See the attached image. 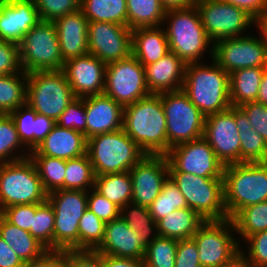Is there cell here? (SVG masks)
<instances>
[{
  "label": "cell",
  "instance_id": "1",
  "mask_svg": "<svg viewBox=\"0 0 267 267\" xmlns=\"http://www.w3.org/2000/svg\"><path fill=\"white\" fill-rule=\"evenodd\" d=\"M123 130L149 155L168 152L166 117L158 94L124 106Z\"/></svg>",
  "mask_w": 267,
  "mask_h": 267
},
{
  "label": "cell",
  "instance_id": "19",
  "mask_svg": "<svg viewBox=\"0 0 267 267\" xmlns=\"http://www.w3.org/2000/svg\"><path fill=\"white\" fill-rule=\"evenodd\" d=\"M129 172L132 180L131 203L149 207L169 177V163L166 155L146 154Z\"/></svg>",
  "mask_w": 267,
  "mask_h": 267
},
{
  "label": "cell",
  "instance_id": "41",
  "mask_svg": "<svg viewBox=\"0 0 267 267\" xmlns=\"http://www.w3.org/2000/svg\"><path fill=\"white\" fill-rule=\"evenodd\" d=\"M178 240L158 236L145 250V267H175Z\"/></svg>",
  "mask_w": 267,
  "mask_h": 267
},
{
  "label": "cell",
  "instance_id": "48",
  "mask_svg": "<svg viewBox=\"0 0 267 267\" xmlns=\"http://www.w3.org/2000/svg\"><path fill=\"white\" fill-rule=\"evenodd\" d=\"M37 204H20L4 208L0 214L12 225L30 231Z\"/></svg>",
  "mask_w": 267,
  "mask_h": 267
},
{
  "label": "cell",
  "instance_id": "32",
  "mask_svg": "<svg viewBox=\"0 0 267 267\" xmlns=\"http://www.w3.org/2000/svg\"><path fill=\"white\" fill-rule=\"evenodd\" d=\"M94 189L120 209L132 202V180L129 171L95 175Z\"/></svg>",
  "mask_w": 267,
  "mask_h": 267
},
{
  "label": "cell",
  "instance_id": "2",
  "mask_svg": "<svg viewBox=\"0 0 267 267\" xmlns=\"http://www.w3.org/2000/svg\"><path fill=\"white\" fill-rule=\"evenodd\" d=\"M212 64H186L182 88L205 116L225 111L232 106L229 74L214 60Z\"/></svg>",
  "mask_w": 267,
  "mask_h": 267
},
{
  "label": "cell",
  "instance_id": "4",
  "mask_svg": "<svg viewBox=\"0 0 267 267\" xmlns=\"http://www.w3.org/2000/svg\"><path fill=\"white\" fill-rule=\"evenodd\" d=\"M87 154L95 175L129 171L146 155L123 128L87 139Z\"/></svg>",
  "mask_w": 267,
  "mask_h": 267
},
{
  "label": "cell",
  "instance_id": "60",
  "mask_svg": "<svg viewBox=\"0 0 267 267\" xmlns=\"http://www.w3.org/2000/svg\"><path fill=\"white\" fill-rule=\"evenodd\" d=\"M222 267H255L246 257L243 250H240L230 261Z\"/></svg>",
  "mask_w": 267,
  "mask_h": 267
},
{
  "label": "cell",
  "instance_id": "20",
  "mask_svg": "<svg viewBox=\"0 0 267 267\" xmlns=\"http://www.w3.org/2000/svg\"><path fill=\"white\" fill-rule=\"evenodd\" d=\"M106 65L91 53L66 60L63 72L74 96L83 98L103 94Z\"/></svg>",
  "mask_w": 267,
  "mask_h": 267
},
{
  "label": "cell",
  "instance_id": "34",
  "mask_svg": "<svg viewBox=\"0 0 267 267\" xmlns=\"http://www.w3.org/2000/svg\"><path fill=\"white\" fill-rule=\"evenodd\" d=\"M127 26L133 30L157 27L164 21L166 9L160 0H126Z\"/></svg>",
  "mask_w": 267,
  "mask_h": 267
},
{
  "label": "cell",
  "instance_id": "29",
  "mask_svg": "<svg viewBox=\"0 0 267 267\" xmlns=\"http://www.w3.org/2000/svg\"><path fill=\"white\" fill-rule=\"evenodd\" d=\"M205 221L191 208L176 209L157 222V233L176 240L189 239Z\"/></svg>",
  "mask_w": 267,
  "mask_h": 267
},
{
  "label": "cell",
  "instance_id": "12",
  "mask_svg": "<svg viewBox=\"0 0 267 267\" xmlns=\"http://www.w3.org/2000/svg\"><path fill=\"white\" fill-rule=\"evenodd\" d=\"M230 230L236 231L230 218L208 220L192 236L201 267H222L241 250V245L229 233Z\"/></svg>",
  "mask_w": 267,
  "mask_h": 267
},
{
  "label": "cell",
  "instance_id": "8",
  "mask_svg": "<svg viewBox=\"0 0 267 267\" xmlns=\"http://www.w3.org/2000/svg\"><path fill=\"white\" fill-rule=\"evenodd\" d=\"M169 177L183 194L188 208L206 221L228 218L223 177H201L185 172H169Z\"/></svg>",
  "mask_w": 267,
  "mask_h": 267
},
{
  "label": "cell",
  "instance_id": "23",
  "mask_svg": "<svg viewBox=\"0 0 267 267\" xmlns=\"http://www.w3.org/2000/svg\"><path fill=\"white\" fill-rule=\"evenodd\" d=\"M123 109L105 94L85 97L86 139L123 128Z\"/></svg>",
  "mask_w": 267,
  "mask_h": 267
},
{
  "label": "cell",
  "instance_id": "42",
  "mask_svg": "<svg viewBox=\"0 0 267 267\" xmlns=\"http://www.w3.org/2000/svg\"><path fill=\"white\" fill-rule=\"evenodd\" d=\"M54 219V209L48 200L37 203V210L29 232L48 250H53Z\"/></svg>",
  "mask_w": 267,
  "mask_h": 267
},
{
  "label": "cell",
  "instance_id": "17",
  "mask_svg": "<svg viewBox=\"0 0 267 267\" xmlns=\"http://www.w3.org/2000/svg\"><path fill=\"white\" fill-rule=\"evenodd\" d=\"M88 51L104 63L132 55V30L110 22H88Z\"/></svg>",
  "mask_w": 267,
  "mask_h": 267
},
{
  "label": "cell",
  "instance_id": "51",
  "mask_svg": "<svg viewBox=\"0 0 267 267\" xmlns=\"http://www.w3.org/2000/svg\"><path fill=\"white\" fill-rule=\"evenodd\" d=\"M19 46L0 39V75H10L21 71Z\"/></svg>",
  "mask_w": 267,
  "mask_h": 267
},
{
  "label": "cell",
  "instance_id": "44",
  "mask_svg": "<svg viewBox=\"0 0 267 267\" xmlns=\"http://www.w3.org/2000/svg\"><path fill=\"white\" fill-rule=\"evenodd\" d=\"M21 145L23 143L19 138L13 118L10 114H0V164L28 158L29 153L27 156L22 154V156L14 157L12 155ZM11 156L13 157L11 158Z\"/></svg>",
  "mask_w": 267,
  "mask_h": 267
},
{
  "label": "cell",
  "instance_id": "9",
  "mask_svg": "<svg viewBox=\"0 0 267 267\" xmlns=\"http://www.w3.org/2000/svg\"><path fill=\"white\" fill-rule=\"evenodd\" d=\"M89 191L59 189L47 194L53 206V250H79V220L87 209Z\"/></svg>",
  "mask_w": 267,
  "mask_h": 267
},
{
  "label": "cell",
  "instance_id": "3",
  "mask_svg": "<svg viewBox=\"0 0 267 267\" xmlns=\"http://www.w3.org/2000/svg\"><path fill=\"white\" fill-rule=\"evenodd\" d=\"M223 180L224 204L230 219L243 208L267 201V162L226 165Z\"/></svg>",
  "mask_w": 267,
  "mask_h": 267
},
{
  "label": "cell",
  "instance_id": "46",
  "mask_svg": "<svg viewBox=\"0 0 267 267\" xmlns=\"http://www.w3.org/2000/svg\"><path fill=\"white\" fill-rule=\"evenodd\" d=\"M41 21L54 22L57 18L80 9V0H34Z\"/></svg>",
  "mask_w": 267,
  "mask_h": 267
},
{
  "label": "cell",
  "instance_id": "45",
  "mask_svg": "<svg viewBox=\"0 0 267 267\" xmlns=\"http://www.w3.org/2000/svg\"><path fill=\"white\" fill-rule=\"evenodd\" d=\"M36 115V111L28 103L10 113L23 146H30V151L36 148Z\"/></svg>",
  "mask_w": 267,
  "mask_h": 267
},
{
  "label": "cell",
  "instance_id": "10",
  "mask_svg": "<svg viewBox=\"0 0 267 267\" xmlns=\"http://www.w3.org/2000/svg\"><path fill=\"white\" fill-rule=\"evenodd\" d=\"M158 95L166 117L168 151L177 144L203 137L206 116L182 89Z\"/></svg>",
  "mask_w": 267,
  "mask_h": 267
},
{
  "label": "cell",
  "instance_id": "13",
  "mask_svg": "<svg viewBox=\"0 0 267 267\" xmlns=\"http://www.w3.org/2000/svg\"><path fill=\"white\" fill-rule=\"evenodd\" d=\"M103 94L123 107L149 96L144 66L133 55L107 63Z\"/></svg>",
  "mask_w": 267,
  "mask_h": 267
},
{
  "label": "cell",
  "instance_id": "25",
  "mask_svg": "<svg viewBox=\"0 0 267 267\" xmlns=\"http://www.w3.org/2000/svg\"><path fill=\"white\" fill-rule=\"evenodd\" d=\"M186 64L173 52L157 62L144 66L145 80L151 94L178 91L183 88Z\"/></svg>",
  "mask_w": 267,
  "mask_h": 267
},
{
  "label": "cell",
  "instance_id": "37",
  "mask_svg": "<svg viewBox=\"0 0 267 267\" xmlns=\"http://www.w3.org/2000/svg\"><path fill=\"white\" fill-rule=\"evenodd\" d=\"M130 205H132V208ZM131 209V210H130ZM129 210V213L125 212ZM125 212V214H124ZM127 213V214H126ZM120 217L128 224L131 229L139 233L141 237V246L146 250V247L159 236L157 232V223L150 214L149 208L134 203H127L120 209ZM152 229L155 232L151 238Z\"/></svg>",
  "mask_w": 267,
  "mask_h": 267
},
{
  "label": "cell",
  "instance_id": "50",
  "mask_svg": "<svg viewBox=\"0 0 267 267\" xmlns=\"http://www.w3.org/2000/svg\"><path fill=\"white\" fill-rule=\"evenodd\" d=\"M249 242L248 256L255 267H267V230L254 233L245 239Z\"/></svg>",
  "mask_w": 267,
  "mask_h": 267
},
{
  "label": "cell",
  "instance_id": "53",
  "mask_svg": "<svg viewBox=\"0 0 267 267\" xmlns=\"http://www.w3.org/2000/svg\"><path fill=\"white\" fill-rule=\"evenodd\" d=\"M65 267H103V254L90 250H66Z\"/></svg>",
  "mask_w": 267,
  "mask_h": 267
},
{
  "label": "cell",
  "instance_id": "54",
  "mask_svg": "<svg viewBox=\"0 0 267 267\" xmlns=\"http://www.w3.org/2000/svg\"><path fill=\"white\" fill-rule=\"evenodd\" d=\"M175 267H201L193 238L178 240Z\"/></svg>",
  "mask_w": 267,
  "mask_h": 267
},
{
  "label": "cell",
  "instance_id": "14",
  "mask_svg": "<svg viewBox=\"0 0 267 267\" xmlns=\"http://www.w3.org/2000/svg\"><path fill=\"white\" fill-rule=\"evenodd\" d=\"M212 60L228 74L237 69L267 68V40L251 36L220 39L213 42Z\"/></svg>",
  "mask_w": 267,
  "mask_h": 267
},
{
  "label": "cell",
  "instance_id": "40",
  "mask_svg": "<svg viewBox=\"0 0 267 267\" xmlns=\"http://www.w3.org/2000/svg\"><path fill=\"white\" fill-rule=\"evenodd\" d=\"M235 229L243 238L267 230V201L243 208L233 219Z\"/></svg>",
  "mask_w": 267,
  "mask_h": 267
},
{
  "label": "cell",
  "instance_id": "58",
  "mask_svg": "<svg viewBox=\"0 0 267 267\" xmlns=\"http://www.w3.org/2000/svg\"><path fill=\"white\" fill-rule=\"evenodd\" d=\"M56 122L49 117L38 114L36 115V147L45 139L47 134L52 130Z\"/></svg>",
  "mask_w": 267,
  "mask_h": 267
},
{
  "label": "cell",
  "instance_id": "55",
  "mask_svg": "<svg viewBox=\"0 0 267 267\" xmlns=\"http://www.w3.org/2000/svg\"><path fill=\"white\" fill-rule=\"evenodd\" d=\"M23 267H65V251L47 250L42 256L24 262Z\"/></svg>",
  "mask_w": 267,
  "mask_h": 267
},
{
  "label": "cell",
  "instance_id": "49",
  "mask_svg": "<svg viewBox=\"0 0 267 267\" xmlns=\"http://www.w3.org/2000/svg\"><path fill=\"white\" fill-rule=\"evenodd\" d=\"M88 197L87 208L102 221L109 222L120 216V208L95 189Z\"/></svg>",
  "mask_w": 267,
  "mask_h": 267
},
{
  "label": "cell",
  "instance_id": "11",
  "mask_svg": "<svg viewBox=\"0 0 267 267\" xmlns=\"http://www.w3.org/2000/svg\"><path fill=\"white\" fill-rule=\"evenodd\" d=\"M19 46L21 68L27 73L34 71L63 70L54 22L40 21L23 37Z\"/></svg>",
  "mask_w": 267,
  "mask_h": 267
},
{
  "label": "cell",
  "instance_id": "24",
  "mask_svg": "<svg viewBox=\"0 0 267 267\" xmlns=\"http://www.w3.org/2000/svg\"><path fill=\"white\" fill-rule=\"evenodd\" d=\"M88 22L81 9L54 21L64 61L89 53Z\"/></svg>",
  "mask_w": 267,
  "mask_h": 267
},
{
  "label": "cell",
  "instance_id": "28",
  "mask_svg": "<svg viewBox=\"0 0 267 267\" xmlns=\"http://www.w3.org/2000/svg\"><path fill=\"white\" fill-rule=\"evenodd\" d=\"M234 119L240 138V163L267 162V142L254 129L240 107H234Z\"/></svg>",
  "mask_w": 267,
  "mask_h": 267
},
{
  "label": "cell",
  "instance_id": "61",
  "mask_svg": "<svg viewBox=\"0 0 267 267\" xmlns=\"http://www.w3.org/2000/svg\"><path fill=\"white\" fill-rule=\"evenodd\" d=\"M166 10L195 5L196 0H160Z\"/></svg>",
  "mask_w": 267,
  "mask_h": 267
},
{
  "label": "cell",
  "instance_id": "35",
  "mask_svg": "<svg viewBox=\"0 0 267 267\" xmlns=\"http://www.w3.org/2000/svg\"><path fill=\"white\" fill-rule=\"evenodd\" d=\"M26 95L27 72L0 75V114H10L25 104Z\"/></svg>",
  "mask_w": 267,
  "mask_h": 267
},
{
  "label": "cell",
  "instance_id": "31",
  "mask_svg": "<svg viewBox=\"0 0 267 267\" xmlns=\"http://www.w3.org/2000/svg\"><path fill=\"white\" fill-rule=\"evenodd\" d=\"M267 68L251 67L237 69L229 74L230 102L240 107L247 102L256 101L264 71Z\"/></svg>",
  "mask_w": 267,
  "mask_h": 267
},
{
  "label": "cell",
  "instance_id": "63",
  "mask_svg": "<svg viewBox=\"0 0 267 267\" xmlns=\"http://www.w3.org/2000/svg\"><path fill=\"white\" fill-rule=\"evenodd\" d=\"M255 23L258 25L257 28L267 40V8L264 9L261 16L255 21Z\"/></svg>",
  "mask_w": 267,
  "mask_h": 267
},
{
  "label": "cell",
  "instance_id": "27",
  "mask_svg": "<svg viewBox=\"0 0 267 267\" xmlns=\"http://www.w3.org/2000/svg\"><path fill=\"white\" fill-rule=\"evenodd\" d=\"M169 52L166 32L161 26L132 30V55L143 66L157 62Z\"/></svg>",
  "mask_w": 267,
  "mask_h": 267
},
{
  "label": "cell",
  "instance_id": "36",
  "mask_svg": "<svg viewBox=\"0 0 267 267\" xmlns=\"http://www.w3.org/2000/svg\"><path fill=\"white\" fill-rule=\"evenodd\" d=\"M29 152L45 192L49 194L55 190L64 189L66 160L40 155L35 149Z\"/></svg>",
  "mask_w": 267,
  "mask_h": 267
},
{
  "label": "cell",
  "instance_id": "21",
  "mask_svg": "<svg viewBox=\"0 0 267 267\" xmlns=\"http://www.w3.org/2000/svg\"><path fill=\"white\" fill-rule=\"evenodd\" d=\"M41 21L34 0H0V39L19 45Z\"/></svg>",
  "mask_w": 267,
  "mask_h": 267
},
{
  "label": "cell",
  "instance_id": "47",
  "mask_svg": "<svg viewBox=\"0 0 267 267\" xmlns=\"http://www.w3.org/2000/svg\"><path fill=\"white\" fill-rule=\"evenodd\" d=\"M85 97H76L62 112L56 124L67 129L82 132L86 137Z\"/></svg>",
  "mask_w": 267,
  "mask_h": 267
},
{
  "label": "cell",
  "instance_id": "43",
  "mask_svg": "<svg viewBox=\"0 0 267 267\" xmlns=\"http://www.w3.org/2000/svg\"><path fill=\"white\" fill-rule=\"evenodd\" d=\"M106 223L88 208L79 220V250L94 251L102 242Z\"/></svg>",
  "mask_w": 267,
  "mask_h": 267
},
{
  "label": "cell",
  "instance_id": "30",
  "mask_svg": "<svg viewBox=\"0 0 267 267\" xmlns=\"http://www.w3.org/2000/svg\"><path fill=\"white\" fill-rule=\"evenodd\" d=\"M0 236L15 251L17 256L28 262L42 256L48 249L35 239L29 231L9 223L0 214Z\"/></svg>",
  "mask_w": 267,
  "mask_h": 267
},
{
  "label": "cell",
  "instance_id": "59",
  "mask_svg": "<svg viewBox=\"0 0 267 267\" xmlns=\"http://www.w3.org/2000/svg\"><path fill=\"white\" fill-rule=\"evenodd\" d=\"M103 267H145L143 260L117 258L103 254Z\"/></svg>",
  "mask_w": 267,
  "mask_h": 267
},
{
  "label": "cell",
  "instance_id": "16",
  "mask_svg": "<svg viewBox=\"0 0 267 267\" xmlns=\"http://www.w3.org/2000/svg\"><path fill=\"white\" fill-rule=\"evenodd\" d=\"M169 172H185L201 177H223L224 164L202 137L177 144L165 154Z\"/></svg>",
  "mask_w": 267,
  "mask_h": 267
},
{
  "label": "cell",
  "instance_id": "18",
  "mask_svg": "<svg viewBox=\"0 0 267 267\" xmlns=\"http://www.w3.org/2000/svg\"><path fill=\"white\" fill-rule=\"evenodd\" d=\"M234 119V107L205 118L203 138L224 164L240 163V138Z\"/></svg>",
  "mask_w": 267,
  "mask_h": 267
},
{
  "label": "cell",
  "instance_id": "7",
  "mask_svg": "<svg viewBox=\"0 0 267 267\" xmlns=\"http://www.w3.org/2000/svg\"><path fill=\"white\" fill-rule=\"evenodd\" d=\"M75 98L63 70L27 73L26 103L36 113L56 122Z\"/></svg>",
  "mask_w": 267,
  "mask_h": 267
},
{
  "label": "cell",
  "instance_id": "26",
  "mask_svg": "<svg viewBox=\"0 0 267 267\" xmlns=\"http://www.w3.org/2000/svg\"><path fill=\"white\" fill-rule=\"evenodd\" d=\"M35 150L43 156L73 159L87 153V139L80 131L55 124Z\"/></svg>",
  "mask_w": 267,
  "mask_h": 267
},
{
  "label": "cell",
  "instance_id": "15",
  "mask_svg": "<svg viewBox=\"0 0 267 267\" xmlns=\"http://www.w3.org/2000/svg\"><path fill=\"white\" fill-rule=\"evenodd\" d=\"M195 6L212 43L220 39L239 37L246 27L255 23L244 10L222 0H196Z\"/></svg>",
  "mask_w": 267,
  "mask_h": 267
},
{
  "label": "cell",
  "instance_id": "57",
  "mask_svg": "<svg viewBox=\"0 0 267 267\" xmlns=\"http://www.w3.org/2000/svg\"><path fill=\"white\" fill-rule=\"evenodd\" d=\"M24 262L0 236V267H23Z\"/></svg>",
  "mask_w": 267,
  "mask_h": 267
},
{
  "label": "cell",
  "instance_id": "38",
  "mask_svg": "<svg viewBox=\"0 0 267 267\" xmlns=\"http://www.w3.org/2000/svg\"><path fill=\"white\" fill-rule=\"evenodd\" d=\"M64 178V190L88 191L86 187H93L95 174L88 154L66 160V170Z\"/></svg>",
  "mask_w": 267,
  "mask_h": 267
},
{
  "label": "cell",
  "instance_id": "5",
  "mask_svg": "<svg viewBox=\"0 0 267 267\" xmlns=\"http://www.w3.org/2000/svg\"><path fill=\"white\" fill-rule=\"evenodd\" d=\"M166 19H170L165 30L170 51L185 64L198 63L212 41L206 34L196 6L166 10L164 22Z\"/></svg>",
  "mask_w": 267,
  "mask_h": 267
},
{
  "label": "cell",
  "instance_id": "33",
  "mask_svg": "<svg viewBox=\"0 0 267 267\" xmlns=\"http://www.w3.org/2000/svg\"><path fill=\"white\" fill-rule=\"evenodd\" d=\"M80 9L88 21L127 26L126 0H80Z\"/></svg>",
  "mask_w": 267,
  "mask_h": 267
},
{
  "label": "cell",
  "instance_id": "6",
  "mask_svg": "<svg viewBox=\"0 0 267 267\" xmlns=\"http://www.w3.org/2000/svg\"><path fill=\"white\" fill-rule=\"evenodd\" d=\"M47 200L36 166L30 157L0 164V212L13 205Z\"/></svg>",
  "mask_w": 267,
  "mask_h": 267
},
{
  "label": "cell",
  "instance_id": "56",
  "mask_svg": "<svg viewBox=\"0 0 267 267\" xmlns=\"http://www.w3.org/2000/svg\"><path fill=\"white\" fill-rule=\"evenodd\" d=\"M223 2L239 7L249 14L255 21L261 16L266 8L265 0H222Z\"/></svg>",
  "mask_w": 267,
  "mask_h": 267
},
{
  "label": "cell",
  "instance_id": "62",
  "mask_svg": "<svg viewBox=\"0 0 267 267\" xmlns=\"http://www.w3.org/2000/svg\"><path fill=\"white\" fill-rule=\"evenodd\" d=\"M256 102L267 106V69L262 76Z\"/></svg>",
  "mask_w": 267,
  "mask_h": 267
},
{
  "label": "cell",
  "instance_id": "39",
  "mask_svg": "<svg viewBox=\"0 0 267 267\" xmlns=\"http://www.w3.org/2000/svg\"><path fill=\"white\" fill-rule=\"evenodd\" d=\"M186 207H188L186 199L173 180L168 177L162 186V191L148 208L157 223L174 210Z\"/></svg>",
  "mask_w": 267,
  "mask_h": 267
},
{
  "label": "cell",
  "instance_id": "52",
  "mask_svg": "<svg viewBox=\"0 0 267 267\" xmlns=\"http://www.w3.org/2000/svg\"><path fill=\"white\" fill-rule=\"evenodd\" d=\"M249 118V122L267 142V106L256 101L247 102L240 106Z\"/></svg>",
  "mask_w": 267,
  "mask_h": 267
},
{
  "label": "cell",
  "instance_id": "22",
  "mask_svg": "<svg viewBox=\"0 0 267 267\" xmlns=\"http://www.w3.org/2000/svg\"><path fill=\"white\" fill-rule=\"evenodd\" d=\"M117 258L143 260L145 249L141 246V237L119 216L106 222L101 244L94 250Z\"/></svg>",
  "mask_w": 267,
  "mask_h": 267
}]
</instances>
